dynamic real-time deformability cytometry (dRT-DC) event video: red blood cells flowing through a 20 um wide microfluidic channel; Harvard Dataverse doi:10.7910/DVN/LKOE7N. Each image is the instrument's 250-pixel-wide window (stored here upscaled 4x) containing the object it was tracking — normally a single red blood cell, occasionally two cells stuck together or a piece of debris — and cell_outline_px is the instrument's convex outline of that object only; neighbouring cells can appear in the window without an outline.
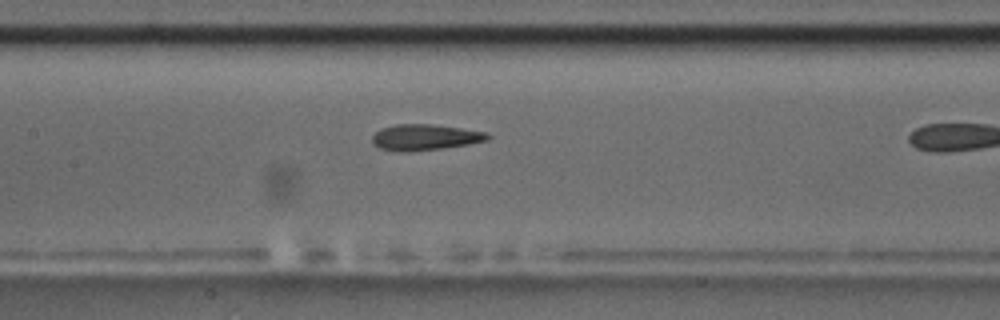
{"species": "common noctule bat (a hibernating species)", "species_latin": "Nyctalus noctula", "temperature_condition": "room temperature", "stored_images_in_passage": 5, "segment_of_instrument_passage": [2, 2], "camera_frame_rate_fps": 3000, "um_per_image_px": 0.085, "animal": {"sex": "male", "body_mass_g": 17.5, "forearm_length_mm": 52.3}, "frame": {"image": 1, "passage_image": 5, "time_ms": 4.667, "image_size_px": [1000, 320], "cell_outline_px": [[492, 136], [488, 140], [468, 144], [444, 148], [408, 152], [396, 152], [380, 148], [372, 144], [372, 136], [380, 128], [396, 124], [432, 124], [488, 132]], "centroid_in_image_um": [36.11, 11.67], "position_along_channel_um": 171.3, "area_um2": 17.69}}